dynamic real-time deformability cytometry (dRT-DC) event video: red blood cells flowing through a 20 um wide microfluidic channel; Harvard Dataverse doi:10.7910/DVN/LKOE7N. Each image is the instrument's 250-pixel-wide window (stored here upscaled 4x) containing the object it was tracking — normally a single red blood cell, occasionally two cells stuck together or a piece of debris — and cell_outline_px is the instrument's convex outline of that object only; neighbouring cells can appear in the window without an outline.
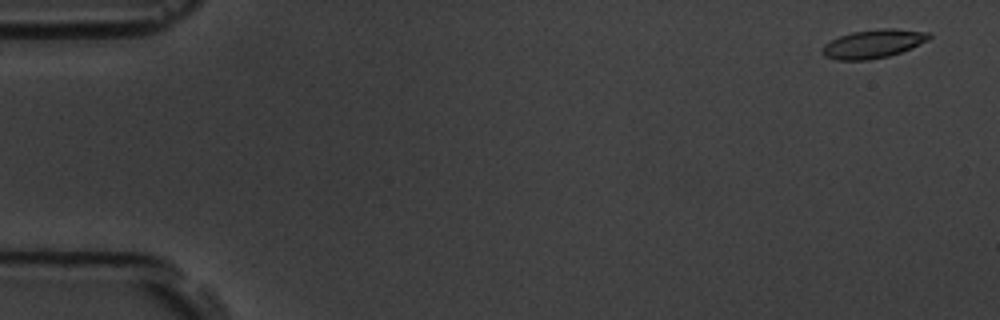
{"species": "common noctule bat (a hibernating species)", "species_latin": "Nyctalus noctula", "temperature_condition": "room temperature", "stored_images_in_passage": 6, "camera_frame_rate_fps": 3000, "um_per_image_px": 0.085, "animal": {"sex": "male", "body_mass_g": 19.5, "forearm_length_mm": 54.6}, "frame": {"image": 1, "passage_image": 1, "time_ms": 0.0, "image_size_px": [1000, 320], "cell_outline_px": [[932, 36], [928, 40], [900, 52], [888, 56], [868, 60], [836, 60], [824, 56], [820, 52], [824, 44], [840, 36], [852, 32], [884, 28], [896, 28], [932, 32]], "centroid_in_image_um": [74.23, 3.72], "position_along_channel_um": 10.8, "area_um2": 17.8}}
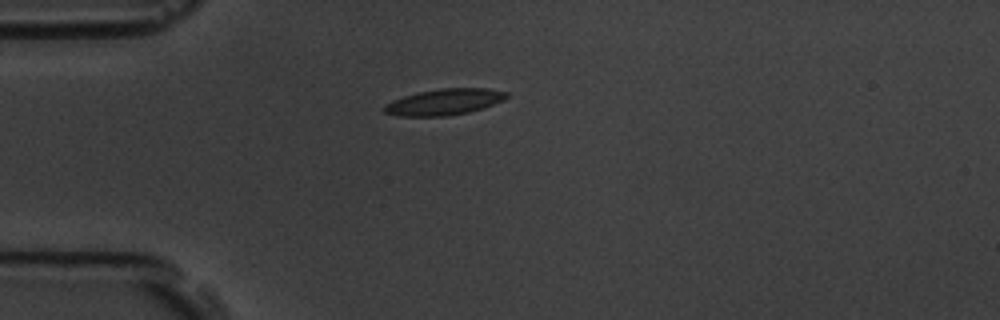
{"frame": {"image": 2, "passage_image": 5, "time_ms": 4.333, "image_size_px": [1000, 320], "cell_outline_px": [[508, 96], [504, 100], [484, 108], [468, 112], [448, 116], [400, 116], [384, 112], [380, 108], [384, 104], [392, 100], [416, 92], [440, 88], [488, 88], [508, 92]], "centroid_in_image_um": [37.74, 8.66], "position_along_channel_um": 47.3, "area_um2": 18.9}}
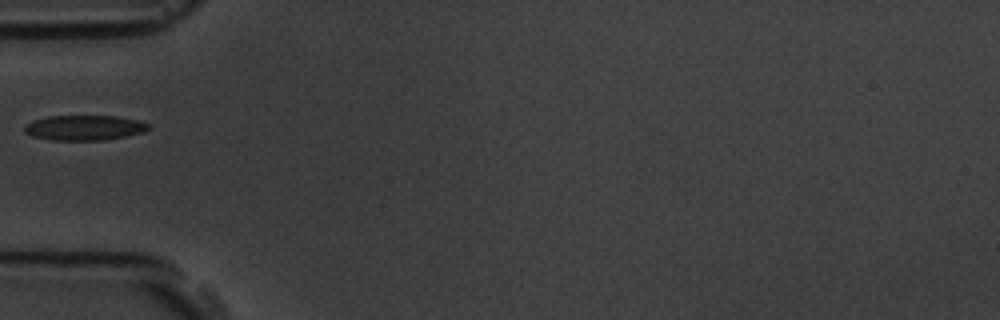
{"frame": {"image": 3, "passage_image": 6, "time_ms": 5.667, "image_size_px": [1000, 320], "cell_outline_px": [[152, 128], [144, 132], [128, 136], [104, 140], [52, 140], [32, 136], [24, 132], [24, 124], [32, 120], [48, 116], [116, 116], [136, 120], [148, 124]], "centroid_in_image_um": [7.15, 10.86], "position_along_channel_um": 77.8, "area_um2": 18.26}}